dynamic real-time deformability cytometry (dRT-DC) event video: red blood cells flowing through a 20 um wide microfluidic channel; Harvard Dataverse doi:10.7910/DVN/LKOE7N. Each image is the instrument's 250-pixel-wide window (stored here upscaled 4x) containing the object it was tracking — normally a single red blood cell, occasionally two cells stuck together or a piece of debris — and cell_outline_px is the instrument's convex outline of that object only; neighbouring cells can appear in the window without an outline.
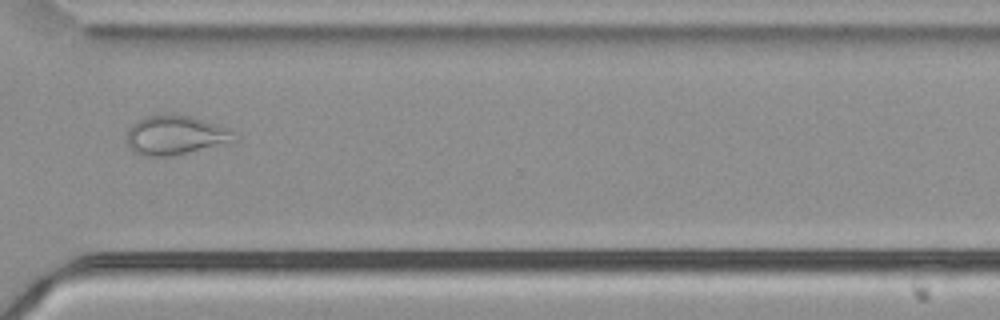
{"species": "common noctule bat (a hibernating species)", "species_latin": "Nyctalus noctula", "temperature_condition": "cold", "stored_images_in_passage": 50, "camera_frame_rate_fps": 3000, "um_per_image_px": 0.085, "animal": {"sex": "male", "body_mass_g": 21.5, "forearm_length_mm": 52.0}, "frame": {"image": 1, "passage_image": 36, "time_ms": 11.667, "image_size_px": [1000, 320], "cell_outline_px": [[240, 140], [232, 144], [172, 156], [140, 156], [132, 152], [128, 144], [128, 128], [136, 120], [144, 116], [160, 112], [192, 116], [228, 128], [236, 132]], "centroid_in_image_um": [14.98, 11.49], "position_along_channel_um": 355.6, "area_um2": 25.78}}
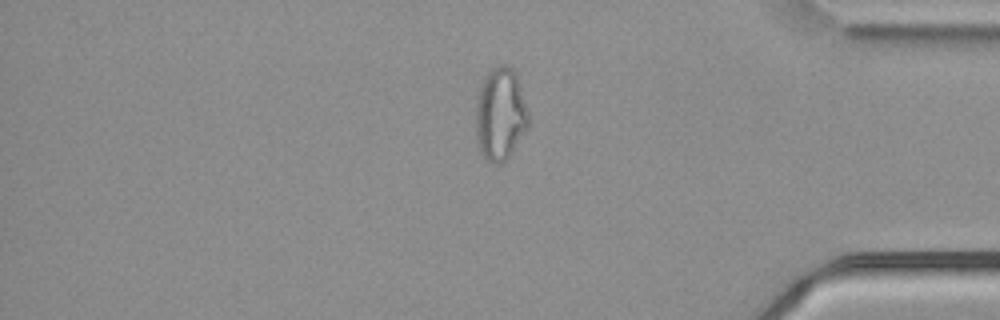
{"frame": {"image": 2, "passage_image": 41, "time_ms": 13.333, "image_size_px": [1000, 320], "cell_outline_px": [[528, 128], [508, 156], [500, 164], [492, 164], [480, 152], [476, 140], [476, 100], [484, 76], [492, 68], [500, 64], [504, 64], [512, 68], [516, 72], [528, 112]], "centroid_in_image_um": [42.51, 9.68], "position_along_channel_um": 392.7, "area_um2": 28.44}}
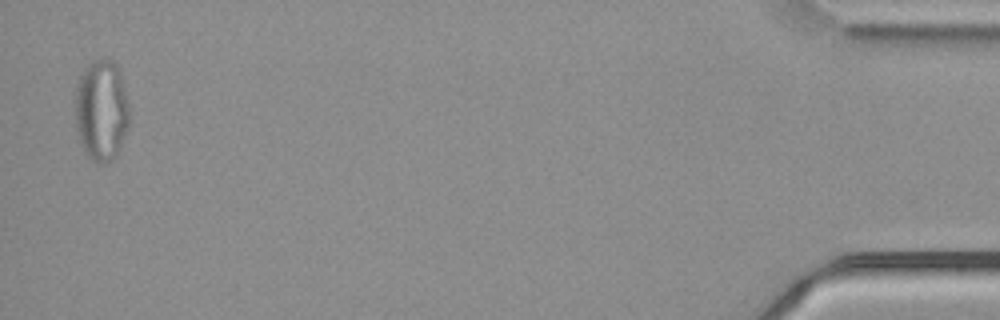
{"frame": {"image": 3, "passage_image": 49, "time_ms": 16.0, "image_size_px": [1000, 320], "cell_outline_px": [[128, 124], [116, 156], [112, 160], [104, 164], [100, 164], [92, 160], [88, 156], [80, 140], [76, 128], [76, 84], [84, 68], [92, 60], [104, 56], [116, 64], [120, 76], [128, 104]], "centroid_in_image_um": [8.6, 9.35], "position_along_channel_um": 426.6, "area_um2": 31.62}, "authors_computed_cell_mechanics": {"area_um2": 28.6688, "velocity_mm_per_s": 3.743, "shape_relaxation_time_tau1_ms": null, "shape_relaxation_time_tau2_ms": 1.9303, "deformation_change_tau1": null, "deformation_change_tau2": 0.0902}}